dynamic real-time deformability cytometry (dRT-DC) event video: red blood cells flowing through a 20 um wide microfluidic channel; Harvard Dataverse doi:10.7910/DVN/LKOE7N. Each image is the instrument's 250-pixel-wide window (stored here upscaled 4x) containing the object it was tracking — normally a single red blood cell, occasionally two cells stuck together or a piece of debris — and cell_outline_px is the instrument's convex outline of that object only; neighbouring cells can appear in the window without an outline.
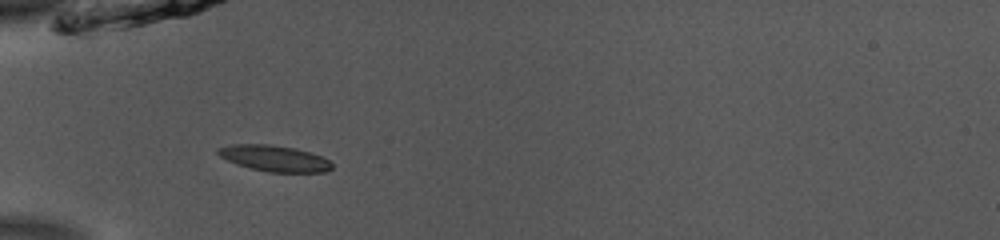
{"species": "common noctule bat (a hibernating species)", "species_latin": "Nyctalus noctula", "temperature_condition": "room temperature", "stored_images_in_passage": 36, "camera_frame_rate_fps": 3000, "um_per_image_px": 0.085, "animal": {"sex": "male", "body_mass_g": 13.0, "forearm_length_mm": 53.1}, "frame": {"image": 1, "passage_image": 1, "time_ms": 0.0, "image_size_px": [1000, 240], "cell_outline_px": [[332, 168], [324, 172], [268, 172], [236, 164], [220, 156], [216, 152], [216, 148], [232, 144], [268, 144], [296, 148], [320, 156], [328, 160], [332, 164]], "centroid_in_image_um": [23.29, 13.45], "position_along_channel_um": 61.7, "area_um2": 17.17}}
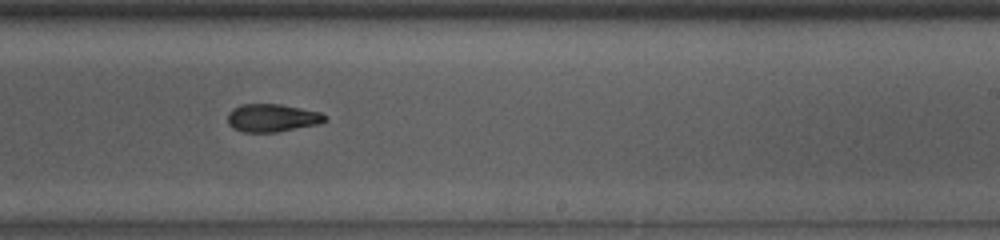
{"frame": {"image": 2, "passage_image": 17, "time_ms": 5.333, "image_size_px": [1000, 240], "cell_outline_px": [[328, 120], [320, 124], [276, 132], [244, 132], [232, 128], [228, 124], [228, 112], [232, 108], [240, 104], [280, 104], [320, 112], [328, 116]], "centroid_in_image_um": [23.14, 10.02], "position_along_channel_um": 265.9, "area_um2": 16.01}}
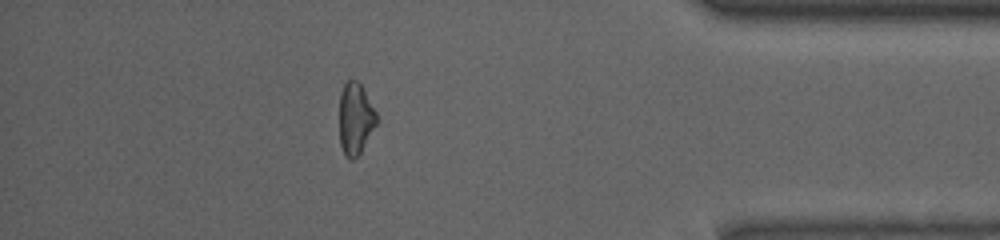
{"frame": {"image": 3, "passage_image": 30, "time_ms": 9.667, "image_size_px": [1000, 240], "cell_outline_px": [[376, 124], [360, 152], [352, 160], [344, 156], [340, 144], [340, 92], [344, 84], [348, 80], [356, 80], [360, 84], [376, 112]], "centroid_in_image_um": [30.18, 10.09], "position_along_channel_um": 405.0, "area_um2": 15.2}, "authors_computed_cell_mechanics": {"area_um2": 16.5886, "velocity_mm_per_s": 3.8977, "shape_relaxation_time_tau1_ms": 3.5942, "shape_relaxation_time_tau2_ms": 1.5116, "deformation_change_tau1": 0.1379, "deformation_change_tau2": 0.0791}}